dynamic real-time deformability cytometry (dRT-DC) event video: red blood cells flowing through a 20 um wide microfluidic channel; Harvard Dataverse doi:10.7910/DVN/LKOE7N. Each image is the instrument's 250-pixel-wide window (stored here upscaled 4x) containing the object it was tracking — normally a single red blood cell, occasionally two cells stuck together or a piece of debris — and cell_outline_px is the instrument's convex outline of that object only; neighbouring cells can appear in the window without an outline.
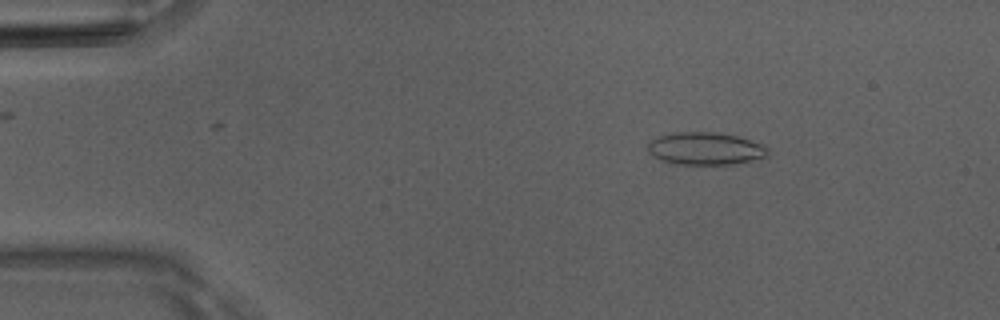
{"species": "Egyptian fruit bat (a non-hibernating species)", "species_latin": "Rousettus aegyptiacus", "temperature_condition": "room temperature", "stored_images_in_passage": 51, "camera_frame_rate_fps": 3000, "um_per_image_px": 0.085, "animal": {"sex": "male"}, "frame": {"image": 1, "passage_image": 8, "time_ms": 2.333, "image_size_px": [1000, 320], "cell_outline_px": [[768, 156], [736, 164], [676, 164], [660, 160], [652, 156], [648, 152], [648, 140], [656, 136], [672, 132], [716, 132], [736, 136], [768, 144]], "centroid_in_image_um": [59.95, 12.62], "position_along_channel_um": 25.1, "area_um2": 23.24}}
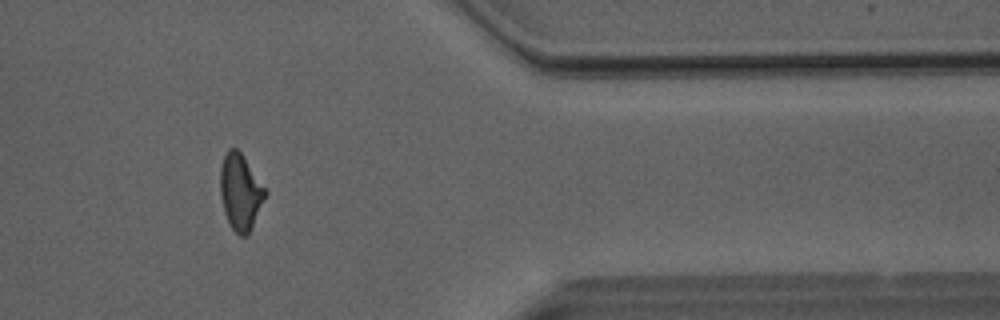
{"frame": {"image": 2, "passage_image": 42, "time_ms": 13.667, "image_size_px": [1000, 320], "cell_outline_px": [[268, 192], [248, 236], [240, 236], [228, 224], [224, 212], [220, 196], [220, 168], [224, 156], [228, 148], [236, 148], [244, 156]], "centroid_in_image_um": [20.43, 16.33], "position_along_channel_um": 391.0, "area_um2": 20.11}}
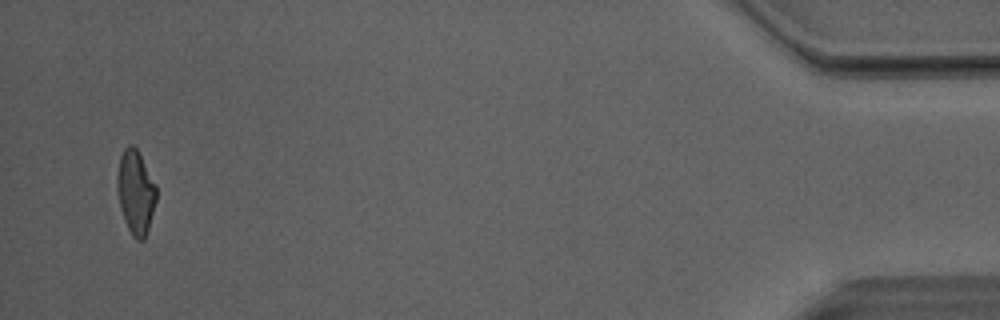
{"frame": {"image": 3, "passage_image": 49, "time_ms": 16.0, "image_size_px": [1000, 320], "cell_outline_px": [[156, 200], [148, 228], [144, 240], [136, 240], [132, 236], [124, 220], [120, 208], [116, 184], [116, 176], [120, 156], [124, 148], [128, 144], [132, 144], [136, 148], [156, 184]], "centroid_in_image_um": [11.51, 16.32], "position_along_channel_um": 423.7, "area_um2": 19.13}, "authors_computed_cell_mechanics": {"area_um2": 20.4612, "velocity_mm_per_s": 4.0818, "shape_relaxation_time_tau1_ms": null, "shape_relaxation_time_tau2_ms": 2.2043, "deformation_change_tau1": null, "deformation_change_tau2": 0.1064}}